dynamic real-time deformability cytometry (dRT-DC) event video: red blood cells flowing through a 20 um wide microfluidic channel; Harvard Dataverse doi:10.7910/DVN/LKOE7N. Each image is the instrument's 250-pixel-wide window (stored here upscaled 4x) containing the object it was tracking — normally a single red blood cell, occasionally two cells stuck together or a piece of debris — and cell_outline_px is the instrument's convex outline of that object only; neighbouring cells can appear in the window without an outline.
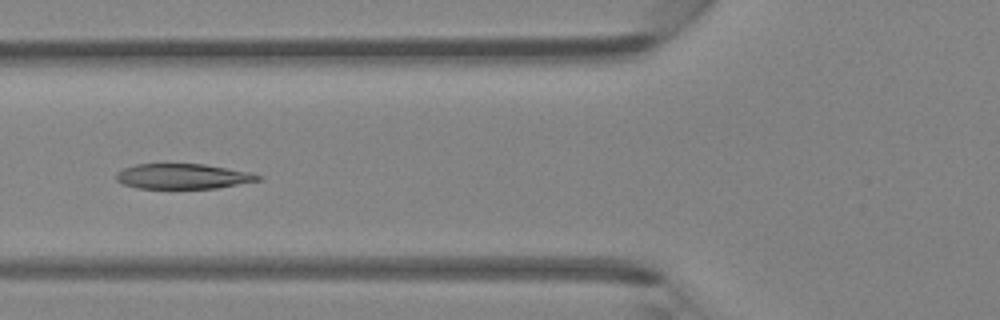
{"species": "Egyptian fruit bat (a non-hibernating species)", "species_latin": "Rousettus aegyptiacus", "temperature_condition": "room temperature", "stored_images_in_passage": 46, "camera_frame_rate_fps": 3000, "um_per_image_px": 0.085, "animal": {"sex": "female"}, "frame": {"image": 1, "passage_image": 18, "time_ms": 5.667, "image_size_px": [1000, 320], "cell_outline_px": [[264, 176], [260, 180], [216, 188], [136, 188], [124, 184], [116, 180], [116, 172], [124, 168], [136, 164], [204, 164], [252, 172]], "centroid_in_image_um": [15.56, 14.98], "position_along_channel_um": 110.2, "area_um2": 20.81}}
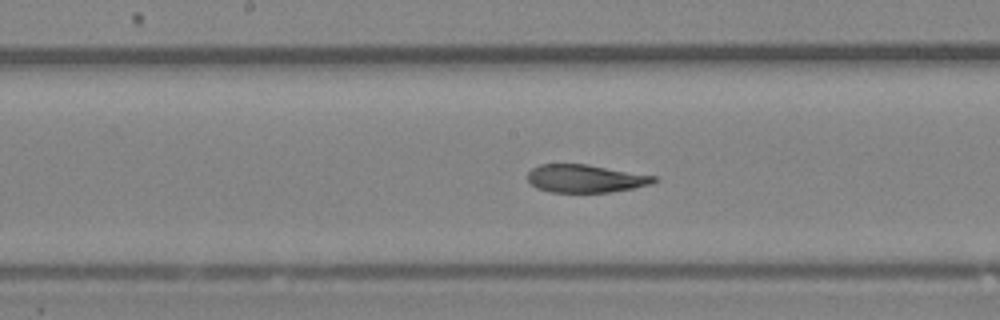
{"frame": {"image": 2, "passage_image": 24, "time_ms": 7.667, "image_size_px": [1000, 320], "cell_outline_px": [[660, 180], [652, 184], [632, 188], [608, 192], [552, 192], [536, 188], [528, 180], [528, 172], [532, 168], [540, 164], [588, 164], [656, 176]], "centroid_in_image_um": [49.78, 15.17], "position_along_channel_um": 198.4, "area_um2": 20.58}}
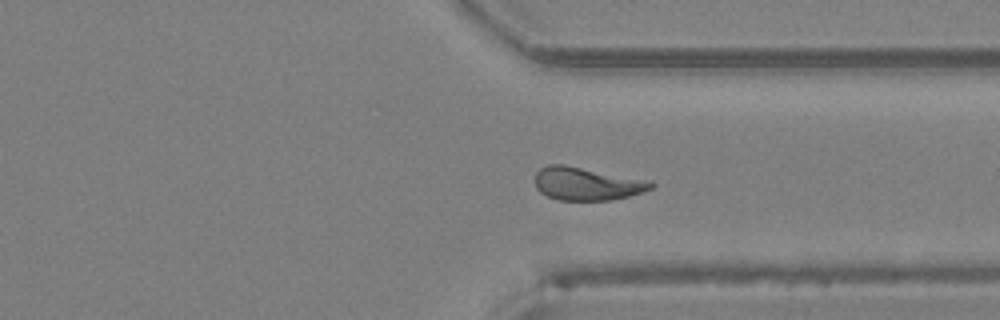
{"frame": {"image": 3, "passage_image": 35, "time_ms": 11.333, "image_size_px": [1000, 320], "cell_outline_px": [[656, 184], [652, 188], [628, 196], [612, 200], [560, 200], [548, 196], [540, 192], [536, 188], [536, 172], [540, 168], [548, 164], [564, 164], [652, 180]], "centroid_in_image_um": [49.9, 15.6], "position_along_channel_um": 361.5, "area_um2": 22.48}}